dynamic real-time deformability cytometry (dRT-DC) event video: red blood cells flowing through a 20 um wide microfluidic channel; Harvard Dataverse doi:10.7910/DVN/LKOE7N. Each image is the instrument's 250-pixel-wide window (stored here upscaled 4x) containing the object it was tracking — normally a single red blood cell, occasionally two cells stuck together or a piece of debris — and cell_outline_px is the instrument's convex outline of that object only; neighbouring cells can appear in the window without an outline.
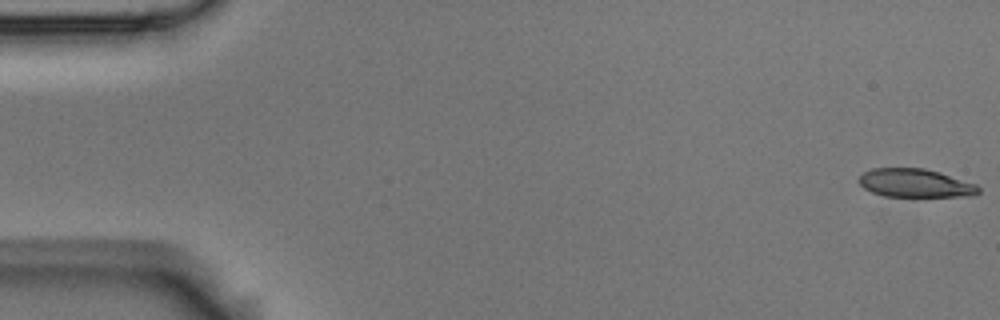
{"species": "Egyptian fruit bat (a non-hibernating species)", "species_latin": "Rousettus aegyptiacus", "temperature_condition": "room temperature", "stored_images_in_passage": 6, "camera_frame_rate_fps": 3000, "um_per_image_px": 0.085, "animal": {"sex": "male"}, "frame": {"image": 1, "passage_image": 1, "time_ms": 0.0, "image_size_px": [1000, 320], "cell_outline_px": [[980, 192], [976, 196], [884, 196], [872, 192], [864, 188], [856, 180], [864, 172], [872, 168], [924, 168], [940, 172], [976, 184], [980, 188]], "centroid_in_image_um": [77.8, 15.56], "position_along_channel_um": 7.2, "area_um2": 19.88}}
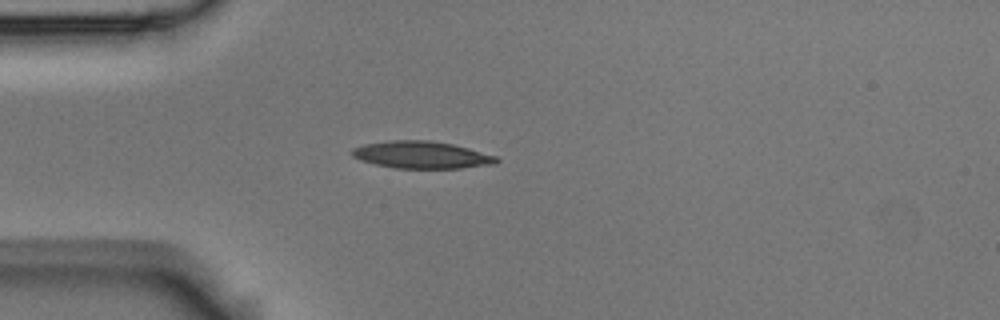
{"frame": {"image": 2, "passage_image": 5, "time_ms": 1.333, "image_size_px": [1000, 320], "cell_outline_px": [[500, 160], [496, 164], [460, 168], [396, 168], [376, 164], [360, 160], [352, 156], [352, 148], [364, 144], [392, 140], [428, 140], [452, 144], [468, 148], [496, 156]], "centroid_in_image_um": [35.84, 13.16], "position_along_channel_um": 49.2, "area_um2": 22.77}}